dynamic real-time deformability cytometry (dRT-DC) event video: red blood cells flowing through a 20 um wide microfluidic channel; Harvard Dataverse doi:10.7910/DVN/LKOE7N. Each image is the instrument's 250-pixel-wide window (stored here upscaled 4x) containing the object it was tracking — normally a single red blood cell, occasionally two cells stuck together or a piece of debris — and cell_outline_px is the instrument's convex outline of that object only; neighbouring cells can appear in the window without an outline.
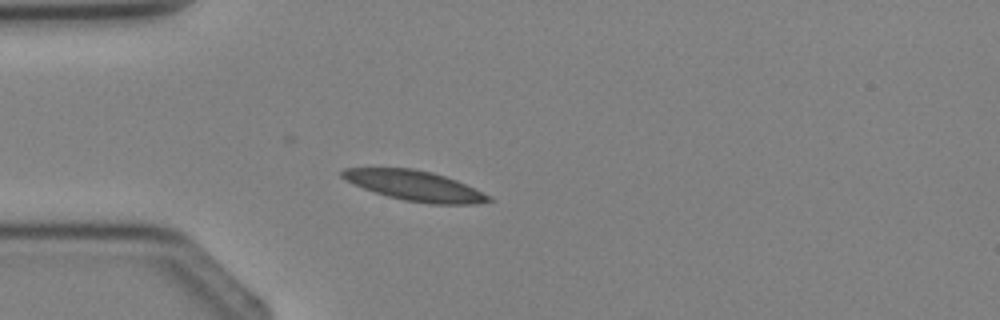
{"species": "Egyptian fruit bat (a non-hibernating species)", "species_latin": "Rousettus aegyptiacus", "temperature_condition": "cold", "stored_images_in_passage": 2, "camera_frame_rate_fps": 3000, "um_per_image_px": 0.085, "animal": {"sex": "female"}, "frame": {"image": 1, "passage_image": 2, "time_ms": 1.0, "image_size_px": [1000, 320], "cell_outline_px": [[492, 200], [476, 204], [432, 204], [404, 200], [388, 196], [364, 188], [344, 180], [340, 176], [340, 172], [344, 168], [412, 168], [432, 172], [456, 180], [492, 196]], "centroid_in_image_um": [35.25, 15.78], "position_along_channel_um": 49.7, "area_um2": 25.55}}